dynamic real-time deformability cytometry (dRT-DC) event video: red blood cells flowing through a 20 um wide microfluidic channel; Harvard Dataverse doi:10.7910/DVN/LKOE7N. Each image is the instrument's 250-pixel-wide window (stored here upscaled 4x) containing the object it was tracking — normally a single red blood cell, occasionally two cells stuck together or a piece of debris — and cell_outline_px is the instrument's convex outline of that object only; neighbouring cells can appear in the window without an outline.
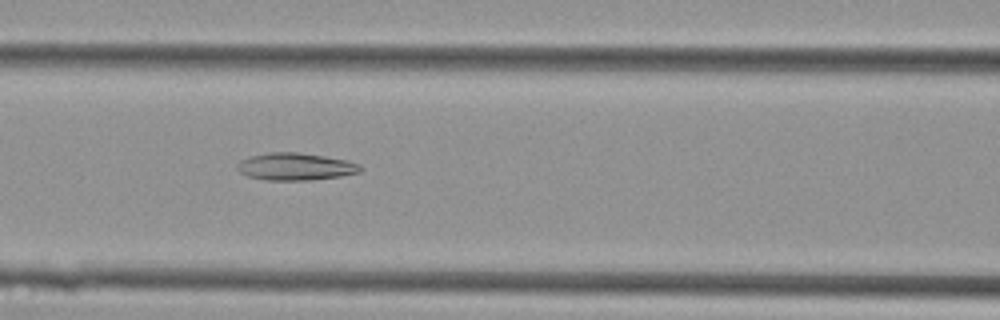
{"species": "Egyptian fruit bat (a non-hibernating species)", "species_latin": "Rousettus aegyptiacus", "temperature_condition": "cold", "stored_images_in_passage": 40, "camera_frame_rate_fps": 3000, "um_per_image_px": 0.085, "animal": {"sex": "female"}, "frame": {"image": 1, "passage_image": 14, "time_ms": 4.333, "image_size_px": [1000, 320], "cell_outline_px": [[364, 168], [360, 172], [340, 176], [312, 180], [264, 180], [248, 176], [240, 172], [236, 168], [236, 164], [240, 160], [252, 156], [268, 152], [296, 152], [324, 156], [348, 160], [360, 164]], "centroid_in_image_um": [25.12, 14.16], "position_along_channel_um": 141.5, "area_um2": 19.71}}
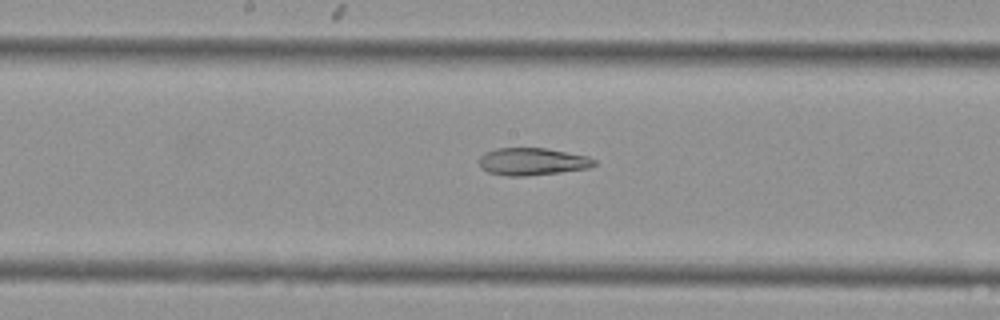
{"frame": {"image": 2, "passage_image": 18, "time_ms": 5.667, "image_size_px": [1000, 320], "cell_outline_px": [[596, 164], [588, 168], [560, 172], [528, 176], [504, 176], [488, 172], [480, 168], [480, 156], [484, 152], [496, 148], [544, 148], [588, 156], [596, 160]], "centroid_in_image_um": [45.22, 13.74], "position_along_channel_um": 203.0, "area_um2": 18.44}}
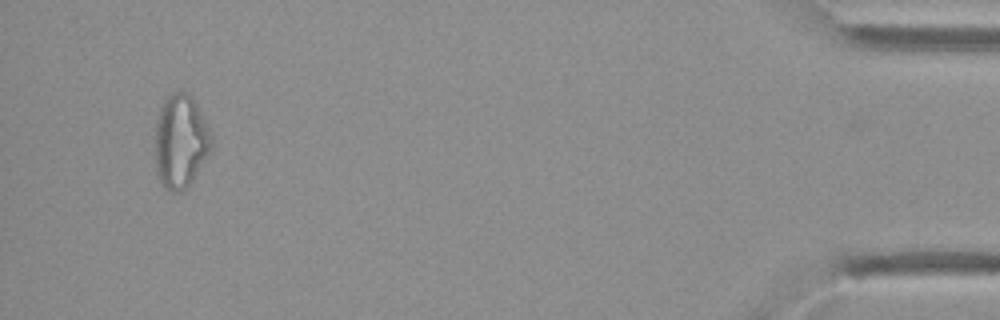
{"frame": {"image": 3, "passage_image": 37, "time_ms": 12.0, "image_size_px": [1000, 320], "cell_outline_px": [[212, 152], [192, 180], [180, 192], [168, 192], [160, 180], [156, 168], [156, 124], [160, 108], [164, 100], [172, 92], [184, 92], [192, 96], [212, 136]], "centroid_in_image_um": [15.37, 12.03], "position_along_channel_um": 419.8, "area_um2": 30.46}}